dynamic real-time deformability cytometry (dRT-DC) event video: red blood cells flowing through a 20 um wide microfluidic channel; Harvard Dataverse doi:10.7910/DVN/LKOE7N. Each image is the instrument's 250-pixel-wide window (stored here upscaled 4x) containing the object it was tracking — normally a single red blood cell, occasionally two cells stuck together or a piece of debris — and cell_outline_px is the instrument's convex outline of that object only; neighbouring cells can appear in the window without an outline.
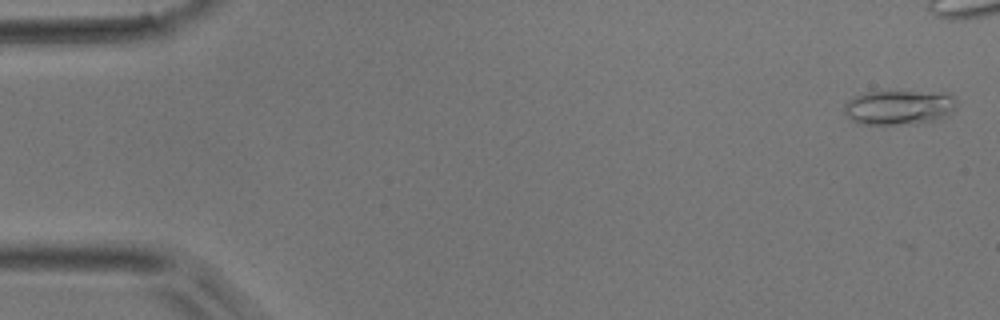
{"species": "common noctule bat (a hibernating species)", "species_latin": "Nyctalus noctula", "temperature_condition": "room temperature", "stored_images_in_passage": 42, "camera_frame_rate_fps": 3000, "um_per_image_px": 0.085, "animal": {"sex": "male", "body_mass_g": 17.9}, "frame": {"image": 1, "passage_image": 2, "time_ms": 0.333, "image_size_px": [1000, 320], "cell_outline_px": [[956, 108], [948, 116], [936, 120], [916, 124], [856, 124], [844, 112], [844, 104], [848, 100], [856, 96], [868, 92], [952, 92], [956, 100]], "centroid_in_image_um": [76.47, 9.13], "position_along_channel_um": 8.5, "area_um2": 22.95}}
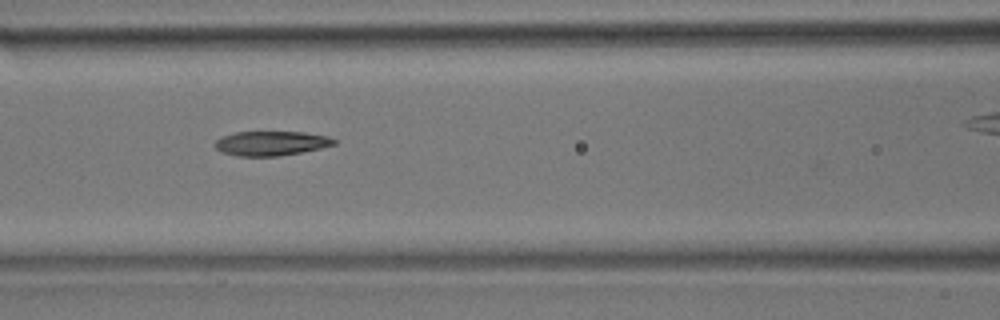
{"frame": {"image": 2, "passage_image": 22, "time_ms": 7.0, "image_size_px": [1000, 320], "cell_outline_px": [[336, 144], [320, 148], [280, 156], [236, 156], [224, 152], [216, 148], [216, 140], [220, 136], [236, 132], [304, 132], [328, 136], [336, 140]], "centroid_in_image_um": [23.05, 12.17], "position_along_channel_um": 143.5, "area_um2": 16.88}}
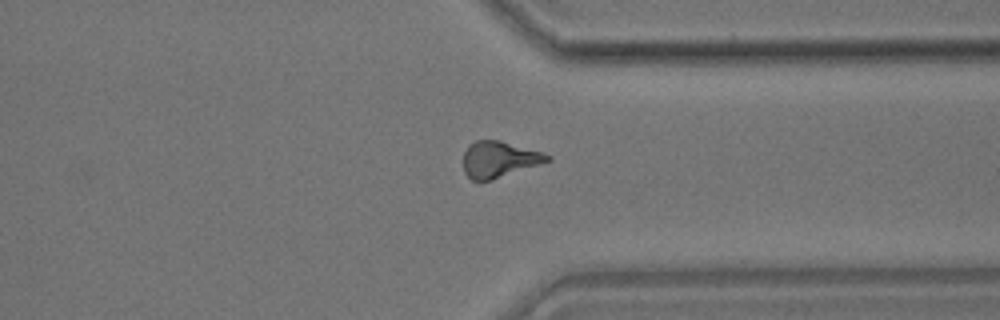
{"frame": {"image": 3, "passage_image": 39, "time_ms": 12.667, "image_size_px": [1000, 320], "cell_outline_px": [[552, 160], [492, 180], [472, 180], [464, 172], [464, 152], [468, 144], [476, 140], [500, 140], [540, 152], [552, 156]], "centroid_in_image_um": [42.41, 13.54], "position_along_channel_um": 369.0, "area_um2": 17.57}}